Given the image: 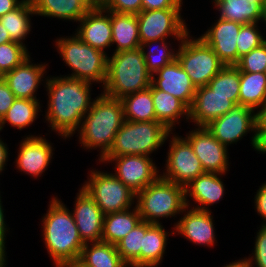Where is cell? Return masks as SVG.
I'll return each instance as SVG.
<instances>
[{
  "label": "cell",
  "instance_id": "cell-47",
  "mask_svg": "<svg viewBox=\"0 0 266 267\" xmlns=\"http://www.w3.org/2000/svg\"><path fill=\"white\" fill-rule=\"evenodd\" d=\"M23 0H0V17L16 9Z\"/></svg>",
  "mask_w": 266,
  "mask_h": 267
},
{
  "label": "cell",
  "instance_id": "cell-48",
  "mask_svg": "<svg viewBox=\"0 0 266 267\" xmlns=\"http://www.w3.org/2000/svg\"><path fill=\"white\" fill-rule=\"evenodd\" d=\"M1 196H0V246H3L5 247V239H6V232L8 231L7 229V226H6V223H5V219H4V209H3V206H2V201H1Z\"/></svg>",
  "mask_w": 266,
  "mask_h": 267
},
{
  "label": "cell",
  "instance_id": "cell-16",
  "mask_svg": "<svg viewBox=\"0 0 266 267\" xmlns=\"http://www.w3.org/2000/svg\"><path fill=\"white\" fill-rule=\"evenodd\" d=\"M18 156L16 158V168L19 171L31 175V177L41 176L50 165L53 147L44 137L39 135H28L19 145Z\"/></svg>",
  "mask_w": 266,
  "mask_h": 267
},
{
  "label": "cell",
  "instance_id": "cell-20",
  "mask_svg": "<svg viewBox=\"0 0 266 267\" xmlns=\"http://www.w3.org/2000/svg\"><path fill=\"white\" fill-rule=\"evenodd\" d=\"M155 76L158 77L155 78ZM151 84L155 88L177 97L188 108L192 106L197 88L177 59L152 74Z\"/></svg>",
  "mask_w": 266,
  "mask_h": 267
},
{
  "label": "cell",
  "instance_id": "cell-32",
  "mask_svg": "<svg viewBox=\"0 0 266 267\" xmlns=\"http://www.w3.org/2000/svg\"><path fill=\"white\" fill-rule=\"evenodd\" d=\"M30 15H36L32 1L23 0L16 9L0 17V22L12 41L25 45L23 40L30 33L32 27Z\"/></svg>",
  "mask_w": 266,
  "mask_h": 267
},
{
  "label": "cell",
  "instance_id": "cell-7",
  "mask_svg": "<svg viewBox=\"0 0 266 267\" xmlns=\"http://www.w3.org/2000/svg\"><path fill=\"white\" fill-rule=\"evenodd\" d=\"M172 132L159 121H124L105 156L145 155L162 146Z\"/></svg>",
  "mask_w": 266,
  "mask_h": 267
},
{
  "label": "cell",
  "instance_id": "cell-58",
  "mask_svg": "<svg viewBox=\"0 0 266 267\" xmlns=\"http://www.w3.org/2000/svg\"><path fill=\"white\" fill-rule=\"evenodd\" d=\"M100 6H102L106 0H95Z\"/></svg>",
  "mask_w": 266,
  "mask_h": 267
},
{
  "label": "cell",
  "instance_id": "cell-36",
  "mask_svg": "<svg viewBox=\"0 0 266 267\" xmlns=\"http://www.w3.org/2000/svg\"><path fill=\"white\" fill-rule=\"evenodd\" d=\"M145 221H141L117 244L116 248L122 260L130 267H140V250L143 248Z\"/></svg>",
  "mask_w": 266,
  "mask_h": 267
},
{
  "label": "cell",
  "instance_id": "cell-17",
  "mask_svg": "<svg viewBox=\"0 0 266 267\" xmlns=\"http://www.w3.org/2000/svg\"><path fill=\"white\" fill-rule=\"evenodd\" d=\"M235 105L228 96L215 93L207 85L201 86L196 89L192 106L189 108V120H192L196 127H205Z\"/></svg>",
  "mask_w": 266,
  "mask_h": 267
},
{
  "label": "cell",
  "instance_id": "cell-56",
  "mask_svg": "<svg viewBox=\"0 0 266 267\" xmlns=\"http://www.w3.org/2000/svg\"><path fill=\"white\" fill-rule=\"evenodd\" d=\"M251 3H257L259 4L262 8L266 6V0H248Z\"/></svg>",
  "mask_w": 266,
  "mask_h": 267
},
{
  "label": "cell",
  "instance_id": "cell-2",
  "mask_svg": "<svg viewBox=\"0 0 266 267\" xmlns=\"http://www.w3.org/2000/svg\"><path fill=\"white\" fill-rule=\"evenodd\" d=\"M124 108L121 99L97 96L80 124L79 142L86 149H101V160L111 149L115 136L123 125Z\"/></svg>",
  "mask_w": 266,
  "mask_h": 267
},
{
  "label": "cell",
  "instance_id": "cell-15",
  "mask_svg": "<svg viewBox=\"0 0 266 267\" xmlns=\"http://www.w3.org/2000/svg\"><path fill=\"white\" fill-rule=\"evenodd\" d=\"M76 196L72 215L82 242L84 244L100 242L105 215L83 188L79 189Z\"/></svg>",
  "mask_w": 266,
  "mask_h": 267
},
{
  "label": "cell",
  "instance_id": "cell-54",
  "mask_svg": "<svg viewBox=\"0 0 266 267\" xmlns=\"http://www.w3.org/2000/svg\"><path fill=\"white\" fill-rule=\"evenodd\" d=\"M89 9H94L100 5L95 0H81Z\"/></svg>",
  "mask_w": 266,
  "mask_h": 267
},
{
  "label": "cell",
  "instance_id": "cell-37",
  "mask_svg": "<svg viewBox=\"0 0 266 267\" xmlns=\"http://www.w3.org/2000/svg\"><path fill=\"white\" fill-rule=\"evenodd\" d=\"M152 44L157 45L158 48L156 47V49H153V47L152 49H149L152 47ZM147 47L149 51L145 50ZM168 47L170 48L171 46H168L166 40L148 41L141 44L140 48L143 51L146 68L151 74L156 73L158 70L162 69L169 63H172L176 59L175 49L172 51V49L170 50Z\"/></svg>",
  "mask_w": 266,
  "mask_h": 267
},
{
  "label": "cell",
  "instance_id": "cell-10",
  "mask_svg": "<svg viewBox=\"0 0 266 267\" xmlns=\"http://www.w3.org/2000/svg\"><path fill=\"white\" fill-rule=\"evenodd\" d=\"M180 11L181 9L141 10L136 15L141 44L166 40L170 36L177 41L183 40L189 34V29Z\"/></svg>",
  "mask_w": 266,
  "mask_h": 267
},
{
  "label": "cell",
  "instance_id": "cell-50",
  "mask_svg": "<svg viewBox=\"0 0 266 267\" xmlns=\"http://www.w3.org/2000/svg\"><path fill=\"white\" fill-rule=\"evenodd\" d=\"M257 113L256 129H266V104Z\"/></svg>",
  "mask_w": 266,
  "mask_h": 267
},
{
  "label": "cell",
  "instance_id": "cell-46",
  "mask_svg": "<svg viewBox=\"0 0 266 267\" xmlns=\"http://www.w3.org/2000/svg\"><path fill=\"white\" fill-rule=\"evenodd\" d=\"M256 141L254 149L262 154L266 153V129H256Z\"/></svg>",
  "mask_w": 266,
  "mask_h": 267
},
{
  "label": "cell",
  "instance_id": "cell-35",
  "mask_svg": "<svg viewBox=\"0 0 266 267\" xmlns=\"http://www.w3.org/2000/svg\"><path fill=\"white\" fill-rule=\"evenodd\" d=\"M215 93L228 96L239 104L240 70L235 65H225L207 84Z\"/></svg>",
  "mask_w": 266,
  "mask_h": 267
},
{
  "label": "cell",
  "instance_id": "cell-30",
  "mask_svg": "<svg viewBox=\"0 0 266 267\" xmlns=\"http://www.w3.org/2000/svg\"><path fill=\"white\" fill-rule=\"evenodd\" d=\"M215 8L220 11L223 20L241 24L259 23L262 21L263 8L248 0H213Z\"/></svg>",
  "mask_w": 266,
  "mask_h": 267
},
{
  "label": "cell",
  "instance_id": "cell-4",
  "mask_svg": "<svg viewBox=\"0 0 266 267\" xmlns=\"http://www.w3.org/2000/svg\"><path fill=\"white\" fill-rule=\"evenodd\" d=\"M151 79L152 74L146 68L141 48L113 53L112 57L108 56L103 93L122 99L126 95L148 89Z\"/></svg>",
  "mask_w": 266,
  "mask_h": 267
},
{
  "label": "cell",
  "instance_id": "cell-27",
  "mask_svg": "<svg viewBox=\"0 0 266 267\" xmlns=\"http://www.w3.org/2000/svg\"><path fill=\"white\" fill-rule=\"evenodd\" d=\"M161 224H150L145 221L143 248L140 250V267H158L157 265L162 263L168 232Z\"/></svg>",
  "mask_w": 266,
  "mask_h": 267
},
{
  "label": "cell",
  "instance_id": "cell-5",
  "mask_svg": "<svg viewBox=\"0 0 266 267\" xmlns=\"http://www.w3.org/2000/svg\"><path fill=\"white\" fill-rule=\"evenodd\" d=\"M135 203L143 221L160 224L163 218L174 217L186 207L184 186L158 177L136 193Z\"/></svg>",
  "mask_w": 266,
  "mask_h": 267
},
{
  "label": "cell",
  "instance_id": "cell-40",
  "mask_svg": "<svg viewBox=\"0 0 266 267\" xmlns=\"http://www.w3.org/2000/svg\"><path fill=\"white\" fill-rule=\"evenodd\" d=\"M235 66L241 72L264 73L266 67V42L239 58Z\"/></svg>",
  "mask_w": 266,
  "mask_h": 267
},
{
  "label": "cell",
  "instance_id": "cell-22",
  "mask_svg": "<svg viewBox=\"0 0 266 267\" xmlns=\"http://www.w3.org/2000/svg\"><path fill=\"white\" fill-rule=\"evenodd\" d=\"M30 59L2 76L16 98L37 99L35 93L44 81L47 64H33Z\"/></svg>",
  "mask_w": 266,
  "mask_h": 267
},
{
  "label": "cell",
  "instance_id": "cell-51",
  "mask_svg": "<svg viewBox=\"0 0 266 267\" xmlns=\"http://www.w3.org/2000/svg\"><path fill=\"white\" fill-rule=\"evenodd\" d=\"M223 267H252L250 265L249 259L244 258L242 260H235L234 262H230L229 264L224 265Z\"/></svg>",
  "mask_w": 266,
  "mask_h": 267
},
{
  "label": "cell",
  "instance_id": "cell-28",
  "mask_svg": "<svg viewBox=\"0 0 266 267\" xmlns=\"http://www.w3.org/2000/svg\"><path fill=\"white\" fill-rule=\"evenodd\" d=\"M78 263L83 267H129L119 255L116 245L103 241L86 243Z\"/></svg>",
  "mask_w": 266,
  "mask_h": 267
},
{
  "label": "cell",
  "instance_id": "cell-31",
  "mask_svg": "<svg viewBox=\"0 0 266 267\" xmlns=\"http://www.w3.org/2000/svg\"><path fill=\"white\" fill-rule=\"evenodd\" d=\"M239 104L258 112L266 104V74L240 71Z\"/></svg>",
  "mask_w": 266,
  "mask_h": 267
},
{
  "label": "cell",
  "instance_id": "cell-1",
  "mask_svg": "<svg viewBox=\"0 0 266 267\" xmlns=\"http://www.w3.org/2000/svg\"><path fill=\"white\" fill-rule=\"evenodd\" d=\"M48 78H45L49 98L45 119L52 130L66 139L76 133L91 108L92 83L67 75Z\"/></svg>",
  "mask_w": 266,
  "mask_h": 267
},
{
  "label": "cell",
  "instance_id": "cell-11",
  "mask_svg": "<svg viewBox=\"0 0 266 267\" xmlns=\"http://www.w3.org/2000/svg\"><path fill=\"white\" fill-rule=\"evenodd\" d=\"M257 113L255 110L243 106L235 105L223 116L211 121L205 126L209 132L226 147L241 140L247 133L253 132L251 137L252 147L256 141Z\"/></svg>",
  "mask_w": 266,
  "mask_h": 267
},
{
  "label": "cell",
  "instance_id": "cell-14",
  "mask_svg": "<svg viewBox=\"0 0 266 267\" xmlns=\"http://www.w3.org/2000/svg\"><path fill=\"white\" fill-rule=\"evenodd\" d=\"M184 138L190 143L205 172L225 174L228 171V149L206 127L195 128Z\"/></svg>",
  "mask_w": 266,
  "mask_h": 267
},
{
  "label": "cell",
  "instance_id": "cell-21",
  "mask_svg": "<svg viewBox=\"0 0 266 267\" xmlns=\"http://www.w3.org/2000/svg\"><path fill=\"white\" fill-rule=\"evenodd\" d=\"M78 22L75 34L84 43L103 52L112 46L111 14L102 6L90 9Z\"/></svg>",
  "mask_w": 266,
  "mask_h": 267
},
{
  "label": "cell",
  "instance_id": "cell-57",
  "mask_svg": "<svg viewBox=\"0 0 266 267\" xmlns=\"http://www.w3.org/2000/svg\"><path fill=\"white\" fill-rule=\"evenodd\" d=\"M264 21L266 25V6L263 8V14H262V22Z\"/></svg>",
  "mask_w": 266,
  "mask_h": 267
},
{
  "label": "cell",
  "instance_id": "cell-6",
  "mask_svg": "<svg viewBox=\"0 0 266 267\" xmlns=\"http://www.w3.org/2000/svg\"><path fill=\"white\" fill-rule=\"evenodd\" d=\"M55 43L63 61L73 71L69 77L89 83H103L104 86L108 60L106 52L84 43L76 34L68 38H57Z\"/></svg>",
  "mask_w": 266,
  "mask_h": 267
},
{
  "label": "cell",
  "instance_id": "cell-26",
  "mask_svg": "<svg viewBox=\"0 0 266 267\" xmlns=\"http://www.w3.org/2000/svg\"><path fill=\"white\" fill-rule=\"evenodd\" d=\"M141 221L142 218L136 206L132 211L130 208L105 214L101 241L116 245Z\"/></svg>",
  "mask_w": 266,
  "mask_h": 267
},
{
  "label": "cell",
  "instance_id": "cell-43",
  "mask_svg": "<svg viewBox=\"0 0 266 267\" xmlns=\"http://www.w3.org/2000/svg\"><path fill=\"white\" fill-rule=\"evenodd\" d=\"M16 97L3 77L0 79V120L13 105Z\"/></svg>",
  "mask_w": 266,
  "mask_h": 267
},
{
  "label": "cell",
  "instance_id": "cell-38",
  "mask_svg": "<svg viewBox=\"0 0 266 267\" xmlns=\"http://www.w3.org/2000/svg\"><path fill=\"white\" fill-rule=\"evenodd\" d=\"M28 57L29 52L25 45L11 41L0 44V73L3 76L5 73L12 71L17 66L21 65Z\"/></svg>",
  "mask_w": 266,
  "mask_h": 267
},
{
  "label": "cell",
  "instance_id": "cell-29",
  "mask_svg": "<svg viewBox=\"0 0 266 267\" xmlns=\"http://www.w3.org/2000/svg\"><path fill=\"white\" fill-rule=\"evenodd\" d=\"M36 16L78 22L90 9L81 0H31Z\"/></svg>",
  "mask_w": 266,
  "mask_h": 267
},
{
  "label": "cell",
  "instance_id": "cell-12",
  "mask_svg": "<svg viewBox=\"0 0 266 267\" xmlns=\"http://www.w3.org/2000/svg\"><path fill=\"white\" fill-rule=\"evenodd\" d=\"M169 140V151L165 173L160 177L175 184L186 186L191 180L205 173L200 160L194 153L190 143L182 136L174 135Z\"/></svg>",
  "mask_w": 266,
  "mask_h": 267
},
{
  "label": "cell",
  "instance_id": "cell-8",
  "mask_svg": "<svg viewBox=\"0 0 266 267\" xmlns=\"http://www.w3.org/2000/svg\"><path fill=\"white\" fill-rule=\"evenodd\" d=\"M176 59L196 88L206 86L225 66L210 46L190 33L180 41Z\"/></svg>",
  "mask_w": 266,
  "mask_h": 267
},
{
  "label": "cell",
  "instance_id": "cell-42",
  "mask_svg": "<svg viewBox=\"0 0 266 267\" xmlns=\"http://www.w3.org/2000/svg\"><path fill=\"white\" fill-rule=\"evenodd\" d=\"M102 7L107 11L137 15L142 10V0H106Z\"/></svg>",
  "mask_w": 266,
  "mask_h": 267
},
{
  "label": "cell",
  "instance_id": "cell-44",
  "mask_svg": "<svg viewBox=\"0 0 266 267\" xmlns=\"http://www.w3.org/2000/svg\"><path fill=\"white\" fill-rule=\"evenodd\" d=\"M182 0H142V10L182 9Z\"/></svg>",
  "mask_w": 266,
  "mask_h": 267
},
{
  "label": "cell",
  "instance_id": "cell-34",
  "mask_svg": "<svg viewBox=\"0 0 266 267\" xmlns=\"http://www.w3.org/2000/svg\"><path fill=\"white\" fill-rule=\"evenodd\" d=\"M39 99L16 98L13 105L9 108L0 120V131L8 122L14 128L24 129L37 119L40 109Z\"/></svg>",
  "mask_w": 266,
  "mask_h": 267
},
{
  "label": "cell",
  "instance_id": "cell-33",
  "mask_svg": "<svg viewBox=\"0 0 266 267\" xmlns=\"http://www.w3.org/2000/svg\"><path fill=\"white\" fill-rule=\"evenodd\" d=\"M124 119L132 122L156 121L151 85L148 89L124 96L121 99Z\"/></svg>",
  "mask_w": 266,
  "mask_h": 267
},
{
  "label": "cell",
  "instance_id": "cell-25",
  "mask_svg": "<svg viewBox=\"0 0 266 267\" xmlns=\"http://www.w3.org/2000/svg\"><path fill=\"white\" fill-rule=\"evenodd\" d=\"M151 93L156 121L161 122L168 130L172 132L173 127L180 122L178 119L184 115L189 120V108L180 99L155 88L152 84Z\"/></svg>",
  "mask_w": 266,
  "mask_h": 267
},
{
  "label": "cell",
  "instance_id": "cell-45",
  "mask_svg": "<svg viewBox=\"0 0 266 267\" xmlns=\"http://www.w3.org/2000/svg\"><path fill=\"white\" fill-rule=\"evenodd\" d=\"M255 196V208L257 213L263 217L265 221L262 225H266V182L260 186Z\"/></svg>",
  "mask_w": 266,
  "mask_h": 267
},
{
  "label": "cell",
  "instance_id": "cell-52",
  "mask_svg": "<svg viewBox=\"0 0 266 267\" xmlns=\"http://www.w3.org/2000/svg\"><path fill=\"white\" fill-rule=\"evenodd\" d=\"M11 37L8 34L7 30L3 27L2 23L0 22V44H4L7 42H11Z\"/></svg>",
  "mask_w": 266,
  "mask_h": 267
},
{
  "label": "cell",
  "instance_id": "cell-18",
  "mask_svg": "<svg viewBox=\"0 0 266 267\" xmlns=\"http://www.w3.org/2000/svg\"><path fill=\"white\" fill-rule=\"evenodd\" d=\"M189 208V206L184 208L182 212L185 213L184 216L174 225L176 232L173 231L169 234L174 235L178 232V235H183L190 242L213 247L216 241V235L213 216L211 215L212 212L194 208L188 210Z\"/></svg>",
  "mask_w": 266,
  "mask_h": 267
},
{
  "label": "cell",
  "instance_id": "cell-19",
  "mask_svg": "<svg viewBox=\"0 0 266 267\" xmlns=\"http://www.w3.org/2000/svg\"><path fill=\"white\" fill-rule=\"evenodd\" d=\"M243 24L219 18L200 38L212 48L225 65L237 63L236 38Z\"/></svg>",
  "mask_w": 266,
  "mask_h": 267
},
{
  "label": "cell",
  "instance_id": "cell-3",
  "mask_svg": "<svg viewBox=\"0 0 266 267\" xmlns=\"http://www.w3.org/2000/svg\"><path fill=\"white\" fill-rule=\"evenodd\" d=\"M42 222L45 247L55 267L78 262L85 244L79 236L74 217L66 205L58 198H52Z\"/></svg>",
  "mask_w": 266,
  "mask_h": 267
},
{
  "label": "cell",
  "instance_id": "cell-23",
  "mask_svg": "<svg viewBox=\"0 0 266 267\" xmlns=\"http://www.w3.org/2000/svg\"><path fill=\"white\" fill-rule=\"evenodd\" d=\"M219 175L223 176L224 174L205 172L184 186L186 206H190L188 197L194 199V203H197V206L191 208L198 210L209 211L208 207L210 205L219 202L225 192L224 183Z\"/></svg>",
  "mask_w": 266,
  "mask_h": 267
},
{
  "label": "cell",
  "instance_id": "cell-13",
  "mask_svg": "<svg viewBox=\"0 0 266 267\" xmlns=\"http://www.w3.org/2000/svg\"><path fill=\"white\" fill-rule=\"evenodd\" d=\"M99 161L102 163L115 161L116 170L113 174L135 193L143 190L160 176L152 158L145 155L104 156Z\"/></svg>",
  "mask_w": 266,
  "mask_h": 267
},
{
  "label": "cell",
  "instance_id": "cell-49",
  "mask_svg": "<svg viewBox=\"0 0 266 267\" xmlns=\"http://www.w3.org/2000/svg\"><path fill=\"white\" fill-rule=\"evenodd\" d=\"M8 155L9 154L7 144L4 143L0 138V174L6 166V162L8 161Z\"/></svg>",
  "mask_w": 266,
  "mask_h": 267
},
{
  "label": "cell",
  "instance_id": "cell-41",
  "mask_svg": "<svg viewBox=\"0 0 266 267\" xmlns=\"http://www.w3.org/2000/svg\"><path fill=\"white\" fill-rule=\"evenodd\" d=\"M257 232L253 256L248 257L250 265L254 267H266V225H261Z\"/></svg>",
  "mask_w": 266,
  "mask_h": 267
},
{
  "label": "cell",
  "instance_id": "cell-24",
  "mask_svg": "<svg viewBox=\"0 0 266 267\" xmlns=\"http://www.w3.org/2000/svg\"><path fill=\"white\" fill-rule=\"evenodd\" d=\"M108 12L111 14L112 44L116 43L114 53L140 48L141 41L136 15Z\"/></svg>",
  "mask_w": 266,
  "mask_h": 267
},
{
  "label": "cell",
  "instance_id": "cell-55",
  "mask_svg": "<svg viewBox=\"0 0 266 267\" xmlns=\"http://www.w3.org/2000/svg\"><path fill=\"white\" fill-rule=\"evenodd\" d=\"M58 267H83L81 264L78 262H71V263H65L62 265H59Z\"/></svg>",
  "mask_w": 266,
  "mask_h": 267
},
{
  "label": "cell",
  "instance_id": "cell-53",
  "mask_svg": "<svg viewBox=\"0 0 266 267\" xmlns=\"http://www.w3.org/2000/svg\"><path fill=\"white\" fill-rule=\"evenodd\" d=\"M6 247L0 246V267L6 266Z\"/></svg>",
  "mask_w": 266,
  "mask_h": 267
},
{
  "label": "cell",
  "instance_id": "cell-39",
  "mask_svg": "<svg viewBox=\"0 0 266 267\" xmlns=\"http://www.w3.org/2000/svg\"><path fill=\"white\" fill-rule=\"evenodd\" d=\"M258 23L243 24L237 35V62L239 58L266 42L257 28Z\"/></svg>",
  "mask_w": 266,
  "mask_h": 267
},
{
  "label": "cell",
  "instance_id": "cell-9",
  "mask_svg": "<svg viewBox=\"0 0 266 267\" xmlns=\"http://www.w3.org/2000/svg\"><path fill=\"white\" fill-rule=\"evenodd\" d=\"M82 188L94 199L102 213L109 214L130 209L136 193L113 173L91 170Z\"/></svg>",
  "mask_w": 266,
  "mask_h": 267
}]
</instances>
